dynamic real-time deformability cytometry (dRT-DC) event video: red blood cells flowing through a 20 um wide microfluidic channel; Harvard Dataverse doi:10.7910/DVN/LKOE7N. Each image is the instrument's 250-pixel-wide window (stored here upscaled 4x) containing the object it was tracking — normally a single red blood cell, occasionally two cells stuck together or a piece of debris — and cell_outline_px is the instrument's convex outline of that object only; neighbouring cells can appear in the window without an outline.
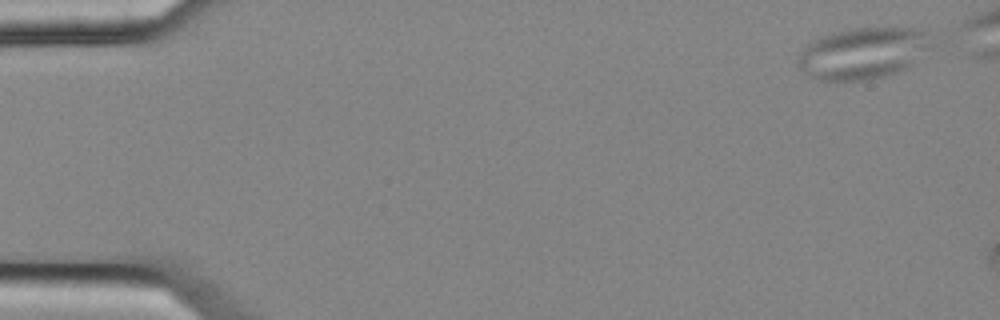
{"species": "common noctule bat (a hibernating species)", "species_latin": "Nyctalus noctula", "temperature_condition": "cold", "stored_images_in_passage": 4, "camera_frame_rate_fps": 3000, "um_per_image_px": 0.085, "animal": {"sex": "female", "body_mass_g": 25.1}, "frame": {"image": 1, "passage_image": 1, "time_ms": 0.0, "image_size_px": [1000, 320], "cell_outline_px": [[940, 40], [908, 68], [884, 76], [868, 80], [816, 80], [808, 76], [796, 64], [796, 60], [800, 52], [808, 44], [820, 36], [856, 28], [924, 28]], "centroid_in_image_um": [73.46, 4.51], "position_along_channel_um": 11.5, "area_um2": 40.75}}